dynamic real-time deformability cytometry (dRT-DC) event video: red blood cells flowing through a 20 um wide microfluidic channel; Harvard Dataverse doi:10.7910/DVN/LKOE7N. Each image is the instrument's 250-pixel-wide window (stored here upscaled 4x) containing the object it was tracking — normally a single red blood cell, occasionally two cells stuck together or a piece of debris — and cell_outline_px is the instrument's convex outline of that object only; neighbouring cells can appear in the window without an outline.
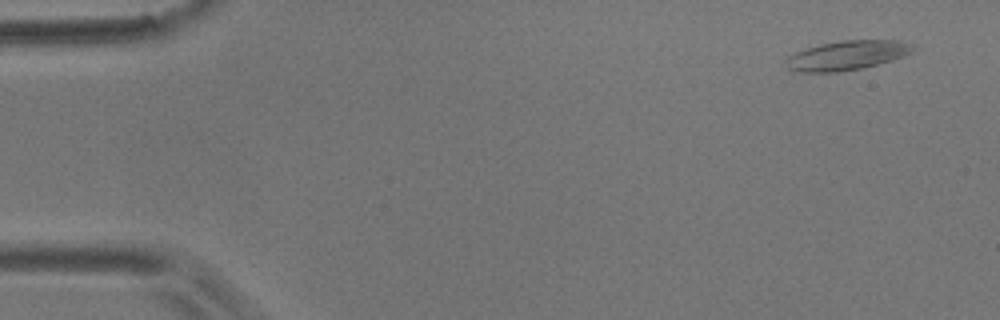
{"species": "common noctule bat (a hibernating species)", "species_latin": "Nyctalus noctula", "temperature_condition": "room temperature", "stored_images_in_passage": 6, "camera_frame_rate_fps": 3000, "um_per_image_px": 0.085, "animal": {"sex": "male", "body_mass_g": 17.9}, "frame": {"image": 1, "passage_image": 1, "time_ms": 0.0, "image_size_px": [1000, 320], "cell_outline_px": [[916, 52], [892, 60], [864, 68], [836, 72], [800, 72], [788, 68], [784, 64], [784, 60], [788, 56], [796, 52], [820, 44], [840, 40], [900, 40], [916, 48]], "centroid_in_image_um": [72.01, 4.71], "position_along_channel_um": 13.0, "area_um2": 21.91}}
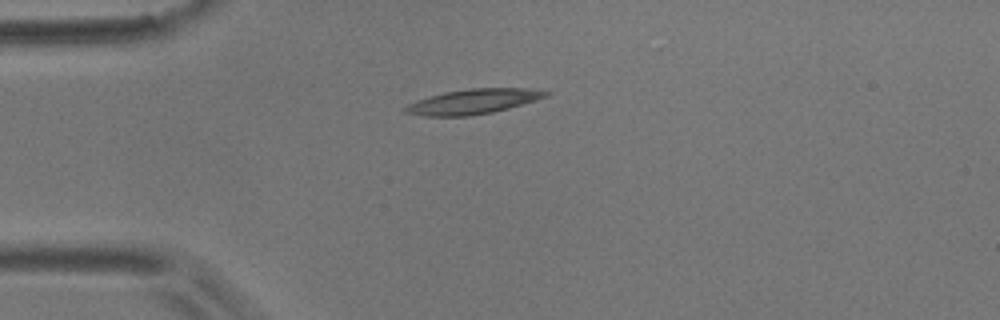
{"frame": {"image": 2, "passage_image": 4, "time_ms": 1.0, "image_size_px": [1000, 320], "cell_outline_px": [[552, 92], [548, 96], [536, 100], [508, 108], [492, 112], [468, 116], [424, 116], [404, 112], [404, 108], [408, 104], [416, 100], [444, 92], [468, 88], [524, 88]], "centroid_in_image_um": [40.21, 8.62], "position_along_channel_um": 44.8, "area_um2": 20.29}}
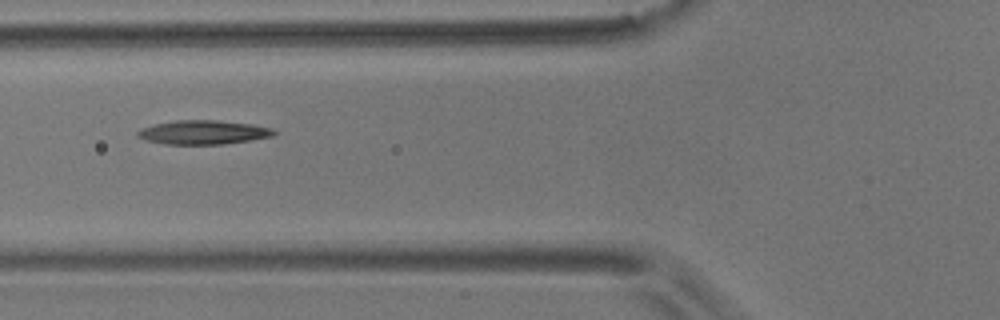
{"frame": {"image": 3, "passage_image": 6, "time_ms": 1.667, "image_size_px": [1000, 320], "cell_outline_px": [[280, 132], [272, 136], [252, 140], [224, 144], [164, 144], [144, 140], [136, 136], [136, 132], [140, 128], [156, 124], [176, 120], [216, 120], [252, 124], [272, 128]], "centroid_in_image_um": [17.29, 11.25], "position_along_channel_um": 108.5, "area_um2": 19.25}}